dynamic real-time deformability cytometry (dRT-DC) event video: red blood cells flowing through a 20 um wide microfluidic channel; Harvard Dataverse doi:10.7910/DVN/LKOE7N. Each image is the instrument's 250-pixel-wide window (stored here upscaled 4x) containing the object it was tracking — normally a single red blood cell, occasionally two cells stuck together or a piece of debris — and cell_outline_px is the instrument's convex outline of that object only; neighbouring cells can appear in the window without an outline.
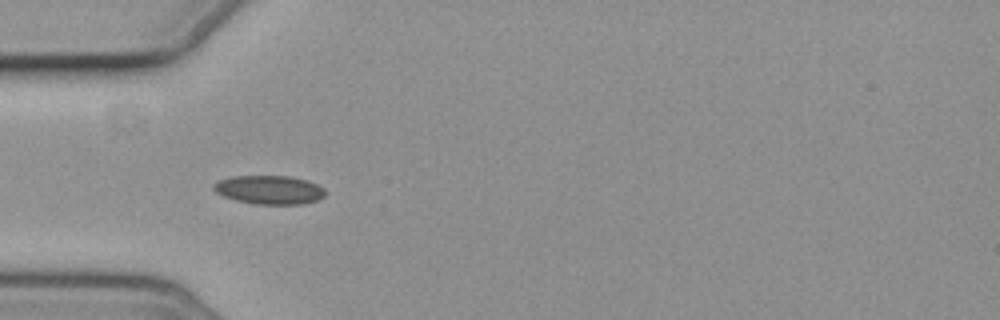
{"species": "common noctule bat (a hibernating species)", "species_latin": "Nyctalus noctula", "temperature_condition": "cold", "stored_images_in_passage": 4, "camera_frame_rate_fps": 3000, "um_per_image_px": 0.085, "animal": {"sex": "female", "body_mass_g": 19.3, "forearm_length_mm": 54.1}, "frame": {"image": 1, "passage_image": 4, "time_ms": 3.667, "image_size_px": [1000, 320], "cell_outline_px": [[324, 196], [316, 200], [304, 204], [256, 204], [236, 200], [224, 196], [216, 192], [212, 188], [212, 184], [220, 180], [232, 176], [288, 176], [308, 180], [324, 188]], "centroid_in_image_um": [22.88, 16.13], "position_along_channel_um": 62.1, "area_um2": 18.61}}